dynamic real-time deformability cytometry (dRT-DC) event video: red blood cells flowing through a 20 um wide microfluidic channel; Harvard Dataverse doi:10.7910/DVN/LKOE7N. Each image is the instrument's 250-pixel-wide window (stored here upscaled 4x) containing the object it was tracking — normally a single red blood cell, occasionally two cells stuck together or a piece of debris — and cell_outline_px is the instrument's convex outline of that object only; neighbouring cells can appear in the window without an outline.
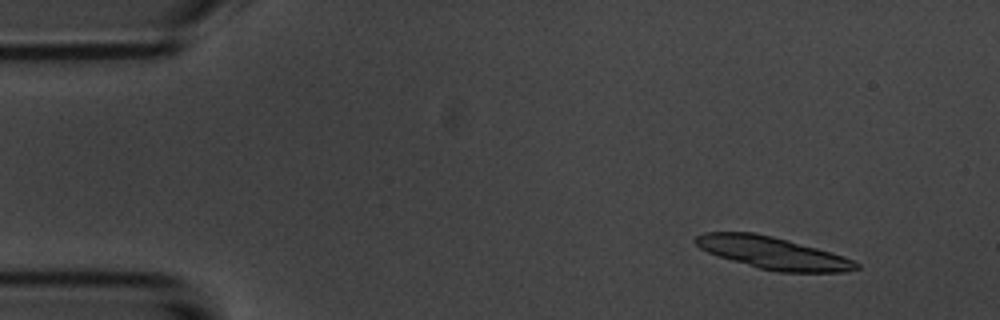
{"species": "common noctule bat (a hibernating species)", "species_latin": "Nyctalus noctula", "temperature_condition": "room temperature", "stored_images_in_passage": 5, "camera_frame_rate_fps": 3000, "um_per_image_px": 0.085, "animal": {"sex": "male", "body_mass_g": 20.1, "forearm_length_mm": 53.5}, "frame": {"image": 1, "passage_image": 2, "time_ms": 1.0, "image_size_px": [1000, 320], "cell_outline_px": [[860, 268], [844, 272], [780, 272], [760, 268], [716, 256], [700, 248], [692, 240], [696, 236], [704, 232], [752, 232], [772, 236], [788, 240], [816, 248], [852, 260], [860, 264]], "centroid_in_image_um": [65.63, 21.5], "position_along_channel_um": 19.4, "area_um2": 29.77}}